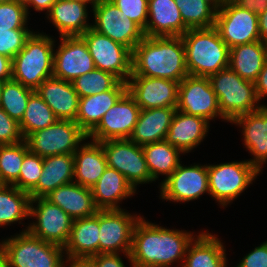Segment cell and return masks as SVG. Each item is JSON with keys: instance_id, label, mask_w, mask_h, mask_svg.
Instances as JSON below:
<instances>
[{"instance_id": "obj_1", "label": "cell", "mask_w": 267, "mask_h": 267, "mask_svg": "<svg viewBox=\"0 0 267 267\" xmlns=\"http://www.w3.org/2000/svg\"><path fill=\"white\" fill-rule=\"evenodd\" d=\"M193 233L167 229L140 218L133 230L130 252L132 267H170L179 259L184 262Z\"/></svg>"}, {"instance_id": "obj_2", "label": "cell", "mask_w": 267, "mask_h": 267, "mask_svg": "<svg viewBox=\"0 0 267 267\" xmlns=\"http://www.w3.org/2000/svg\"><path fill=\"white\" fill-rule=\"evenodd\" d=\"M187 75L181 36H145L132 51L131 76L164 78L180 83Z\"/></svg>"}, {"instance_id": "obj_3", "label": "cell", "mask_w": 267, "mask_h": 267, "mask_svg": "<svg viewBox=\"0 0 267 267\" xmlns=\"http://www.w3.org/2000/svg\"><path fill=\"white\" fill-rule=\"evenodd\" d=\"M181 37L189 75L208 77L229 67L230 48L215 26L188 29Z\"/></svg>"}, {"instance_id": "obj_4", "label": "cell", "mask_w": 267, "mask_h": 267, "mask_svg": "<svg viewBox=\"0 0 267 267\" xmlns=\"http://www.w3.org/2000/svg\"><path fill=\"white\" fill-rule=\"evenodd\" d=\"M55 40L33 32L24 47L12 59V80L34 91L53 76Z\"/></svg>"}, {"instance_id": "obj_5", "label": "cell", "mask_w": 267, "mask_h": 267, "mask_svg": "<svg viewBox=\"0 0 267 267\" xmlns=\"http://www.w3.org/2000/svg\"><path fill=\"white\" fill-rule=\"evenodd\" d=\"M208 79L217 96L221 115L227 122L262 106L258 104L255 83L242 79L230 67L208 76Z\"/></svg>"}, {"instance_id": "obj_6", "label": "cell", "mask_w": 267, "mask_h": 267, "mask_svg": "<svg viewBox=\"0 0 267 267\" xmlns=\"http://www.w3.org/2000/svg\"><path fill=\"white\" fill-rule=\"evenodd\" d=\"M0 252L9 267H63L64 249L31 235L25 229L2 243Z\"/></svg>"}, {"instance_id": "obj_7", "label": "cell", "mask_w": 267, "mask_h": 267, "mask_svg": "<svg viewBox=\"0 0 267 267\" xmlns=\"http://www.w3.org/2000/svg\"><path fill=\"white\" fill-rule=\"evenodd\" d=\"M88 135L72 120L58 119L53 125L29 134L28 150L40 157L74 154Z\"/></svg>"}, {"instance_id": "obj_8", "label": "cell", "mask_w": 267, "mask_h": 267, "mask_svg": "<svg viewBox=\"0 0 267 267\" xmlns=\"http://www.w3.org/2000/svg\"><path fill=\"white\" fill-rule=\"evenodd\" d=\"M260 173L248 160L208 165L209 195L227 206L238 198Z\"/></svg>"}, {"instance_id": "obj_9", "label": "cell", "mask_w": 267, "mask_h": 267, "mask_svg": "<svg viewBox=\"0 0 267 267\" xmlns=\"http://www.w3.org/2000/svg\"><path fill=\"white\" fill-rule=\"evenodd\" d=\"M215 27L229 48L260 40L258 15L233 0H220Z\"/></svg>"}, {"instance_id": "obj_10", "label": "cell", "mask_w": 267, "mask_h": 267, "mask_svg": "<svg viewBox=\"0 0 267 267\" xmlns=\"http://www.w3.org/2000/svg\"><path fill=\"white\" fill-rule=\"evenodd\" d=\"M81 37L86 42L95 68L115 75L121 82H127L132 74V51L92 28Z\"/></svg>"}, {"instance_id": "obj_11", "label": "cell", "mask_w": 267, "mask_h": 267, "mask_svg": "<svg viewBox=\"0 0 267 267\" xmlns=\"http://www.w3.org/2000/svg\"><path fill=\"white\" fill-rule=\"evenodd\" d=\"M30 217H35L37 221L27 226L26 231L45 242L64 248L74 219L61 207L51 203L45 197L31 199Z\"/></svg>"}, {"instance_id": "obj_12", "label": "cell", "mask_w": 267, "mask_h": 267, "mask_svg": "<svg viewBox=\"0 0 267 267\" xmlns=\"http://www.w3.org/2000/svg\"><path fill=\"white\" fill-rule=\"evenodd\" d=\"M140 218L123 209L99 210V254L121 251L131 263L133 230Z\"/></svg>"}, {"instance_id": "obj_13", "label": "cell", "mask_w": 267, "mask_h": 267, "mask_svg": "<svg viewBox=\"0 0 267 267\" xmlns=\"http://www.w3.org/2000/svg\"><path fill=\"white\" fill-rule=\"evenodd\" d=\"M108 167L116 169L136 189L139 184L153 182L145 161L143 148L130 139L100 142Z\"/></svg>"}, {"instance_id": "obj_14", "label": "cell", "mask_w": 267, "mask_h": 267, "mask_svg": "<svg viewBox=\"0 0 267 267\" xmlns=\"http://www.w3.org/2000/svg\"><path fill=\"white\" fill-rule=\"evenodd\" d=\"M94 24L91 28L108 36L131 51L145 37L144 30L130 18L122 14L110 0H99L92 7Z\"/></svg>"}, {"instance_id": "obj_15", "label": "cell", "mask_w": 267, "mask_h": 267, "mask_svg": "<svg viewBox=\"0 0 267 267\" xmlns=\"http://www.w3.org/2000/svg\"><path fill=\"white\" fill-rule=\"evenodd\" d=\"M176 109L189 115L203 117L207 121L219 116L218 99L208 77L187 75L178 85Z\"/></svg>"}, {"instance_id": "obj_16", "label": "cell", "mask_w": 267, "mask_h": 267, "mask_svg": "<svg viewBox=\"0 0 267 267\" xmlns=\"http://www.w3.org/2000/svg\"><path fill=\"white\" fill-rule=\"evenodd\" d=\"M160 196L166 201L189 202L204 193L209 194L208 165H178L176 170L160 183Z\"/></svg>"}, {"instance_id": "obj_17", "label": "cell", "mask_w": 267, "mask_h": 267, "mask_svg": "<svg viewBox=\"0 0 267 267\" xmlns=\"http://www.w3.org/2000/svg\"><path fill=\"white\" fill-rule=\"evenodd\" d=\"M140 107L128 91L104 114L99 124L88 134L96 142L129 139L137 123Z\"/></svg>"}, {"instance_id": "obj_18", "label": "cell", "mask_w": 267, "mask_h": 267, "mask_svg": "<svg viewBox=\"0 0 267 267\" xmlns=\"http://www.w3.org/2000/svg\"><path fill=\"white\" fill-rule=\"evenodd\" d=\"M54 50L53 77L73 82L95 69L88 46L81 36H62Z\"/></svg>"}, {"instance_id": "obj_19", "label": "cell", "mask_w": 267, "mask_h": 267, "mask_svg": "<svg viewBox=\"0 0 267 267\" xmlns=\"http://www.w3.org/2000/svg\"><path fill=\"white\" fill-rule=\"evenodd\" d=\"M127 91L141 110L177 107L179 82L146 76H130Z\"/></svg>"}, {"instance_id": "obj_20", "label": "cell", "mask_w": 267, "mask_h": 267, "mask_svg": "<svg viewBox=\"0 0 267 267\" xmlns=\"http://www.w3.org/2000/svg\"><path fill=\"white\" fill-rule=\"evenodd\" d=\"M231 123L242 125L243 144L254 156L249 163L260 173L262 164L267 161V106L238 116Z\"/></svg>"}, {"instance_id": "obj_21", "label": "cell", "mask_w": 267, "mask_h": 267, "mask_svg": "<svg viewBox=\"0 0 267 267\" xmlns=\"http://www.w3.org/2000/svg\"><path fill=\"white\" fill-rule=\"evenodd\" d=\"M35 92L52 109L58 119L76 121L79 95L73 83L56 77H50Z\"/></svg>"}, {"instance_id": "obj_22", "label": "cell", "mask_w": 267, "mask_h": 267, "mask_svg": "<svg viewBox=\"0 0 267 267\" xmlns=\"http://www.w3.org/2000/svg\"><path fill=\"white\" fill-rule=\"evenodd\" d=\"M148 17V37H178L188 30L174 0H148Z\"/></svg>"}, {"instance_id": "obj_23", "label": "cell", "mask_w": 267, "mask_h": 267, "mask_svg": "<svg viewBox=\"0 0 267 267\" xmlns=\"http://www.w3.org/2000/svg\"><path fill=\"white\" fill-rule=\"evenodd\" d=\"M209 122L203 117L176 110L165 141L182 153H188L205 139L209 130Z\"/></svg>"}, {"instance_id": "obj_24", "label": "cell", "mask_w": 267, "mask_h": 267, "mask_svg": "<svg viewBox=\"0 0 267 267\" xmlns=\"http://www.w3.org/2000/svg\"><path fill=\"white\" fill-rule=\"evenodd\" d=\"M126 92L127 83L120 81L112 90L79 98L75 123L88 135Z\"/></svg>"}, {"instance_id": "obj_25", "label": "cell", "mask_w": 267, "mask_h": 267, "mask_svg": "<svg viewBox=\"0 0 267 267\" xmlns=\"http://www.w3.org/2000/svg\"><path fill=\"white\" fill-rule=\"evenodd\" d=\"M63 249L65 257L90 258L99 254V210L92 216L73 220Z\"/></svg>"}, {"instance_id": "obj_26", "label": "cell", "mask_w": 267, "mask_h": 267, "mask_svg": "<svg viewBox=\"0 0 267 267\" xmlns=\"http://www.w3.org/2000/svg\"><path fill=\"white\" fill-rule=\"evenodd\" d=\"M45 198L61 207L72 219L89 217L99 210L95 206L92 190L76 182L59 186Z\"/></svg>"}, {"instance_id": "obj_27", "label": "cell", "mask_w": 267, "mask_h": 267, "mask_svg": "<svg viewBox=\"0 0 267 267\" xmlns=\"http://www.w3.org/2000/svg\"><path fill=\"white\" fill-rule=\"evenodd\" d=\"M74 169L73 154L44 157L39 181L29 192L31 199L45 197L59 186L74 182Z\"/></svg>"}, {"instance_id": "obj_28", "label": "cell", "mask_w": 267, "mask_h": 267, "mask_svg": "<svg viewBox=\"0 0 267 267\" xmlns=\"http://www.w3.org/2000/svg\"><path fill=\"white\" fill-rule=\"evenodd\" d=\"M91 190L99 210L122 209L119 201L133 196L137 191L125 176L111 167L105 169Z\"/></svg>"}, {"instance_id": "obj_29", "label": "cell", "mask_w": 267, "mask_h": 267, "mask_svg": "<svg viewBox=\"0 0 267 267\" xmlns=\"http://www.w3.org/2000/svg\"><path fill=\"white\" fill-rule=\"evenodd\" d=\"M176 110L174 107L140 110L129 139L139 146L164 141Z\"/></svg>"}, {"instance_id": "obj_30", "label": "cell", "mask_w": 267, "mask_h": 267, "mask_svg": "<svg viewBox=\"0 0 267 267\" xmlns=\"http://www.w3.org/2000/svg\"><path fill=\"white\" fill-rule=\"evenodd\" d=\"M87 4L76 0H57L47 14V19L59 31L60 36H81L91 28L87 23Z\"/></svg>"}, {"instance_id": "obj_31", "label": "cell", "mask_w": 267, "mask_h": 267, "mask_svg": "<svg viewBox=\"0 0 267 267\" xmlns=\"http://www.w3.org/2000/svg\"><path fill=\"white\" fill-rule=\"evenodd\" d=\"M211 233L200 232L189 243L181 267H227L225 246Z\"/></svg>"}, {"instance_id": "obj_32", "label": "cell", "mask_w": 267, "mask_h": 267, "mask_svg": "<svg viewBox=\"0 0 267 267\" xmlns=\"http://www.w3.org/2000/svg\"><path fill=\"white\" fill-rule=\"evenodd\" d=\"M74 155V182L92 188L108 167L100 142L80 145Z\"/></svg>"}, {"instance_id": "obj_33", "label": "cell", "mask_w": 267, "mask_h": 267, "mask_svg": "<svg viewBox=\"0 0 267 267\" xmlns=\"http://www.w3.org/2000/svg\"><path fill=\"white\" fill-rule=\"evenodd\" d=\"M267 59V46L260 40L230 48L229 67L242 79L255 82Z\"/></svg>"}, {"instance_id": "obj_34", "label": "cell", "mask_w": 267, "mask_h": 267, "mask_svg": "<svg viewBox=\"0 0 267 267\" xmlns=\"http://www.w3.org/2000/svg\"><path fill=\"white\" fill-rule=\"evenodd\" d=\"M142 148L153 181H156L160 174L165 175L167 179L180 164L182 152L165 140L143 145Z\"/></svg>"}, {"instance_id": "obj_35", "label": "cell", "mask_w": 267, "mask_h": 267, "mask_svg": "<svg viewBox=\"0 0 267 267\" xmlns=\"http://www.w3.org/2000/svg\"><path fill=\"white\" fill-rule=\"evenodd\" d=\"M31 197L13 185L0 186V226L19 222L30 214Z\"/></svg>"}, {"instance_id": "obj_36", "label": "cell", "mask_w": 267, "mask_h": 267, "mask_svg": "<svg viewBox=\"0 0 267 267\" xmlns=\"http://www.w3.org/2000/svg\"><path fill=\"white\" fill-rule=\"evenodd\" d=\"M187 29L215 26L220 0H174Z\"/></svg>"}, {"instance_id": "obj_37", "label": "cell", "mask_w": 267, "mask_h": 267, "mask_svg": "<svg viewBox=\"0 0 267 267\" xmlns=\"http://www.w3.org/2000/svg\"><path fill=\"white\" fill-rule=\"evenodd\" d=\"M58 118L45 101L34 91L28 100L22 120L19 122L24 139L35 131L53 125Z\"/></svg>"}, {"instance_id": "obj_38", "label": "cell", "mask_w": 267, "mask_h": 267, "mask_svg": "<svg viewBox=\"0 0 267 267\" xmlns=\"http://www.w3.org/2000/svg\"><path fill=\"white\" fill-rule=\"evenodd\" d=\"M33 89L23 86L14 80L3 82L0 107L11 118L20 122L27 108V103Z\"/></svg>"}, {"instance_id": "obj_39", "label": "cell", "mask_w": 267, "mask_h": 267, "mask_svg": "<svg viewBox=\"0 0 267 267\" xmlns=\"http://www.w3.org/2000/svg\"><path fill=\"white\" fill-rule=\"evenodd\" d=\"M28 151L25 141L0 145V181L2 185H13L18 180L24 156Z\"/></svg>"}, {"instance_id": "obj_40", "label": "cell", "mask_w": 267, "mask_h": 267, "mask_svg": "<svg viewBox=\"0 0 267 267\" xmlns=\"http://www.w3.org/2000/svg\"><path fill=\"white\" fill-rule=\"evenodd\" d=\"M119 82L115 75L95 68L77 77L72 83L79 98H82L112 90Z\"/></svg>"}, {"instance_id": "obj_41", "label": "cell", "mask_w": 267, "mask_h": 267, "mask_svg": "<svg viewBox=\"0 0 267 267\" xmlns=\"http://www.w3.org/2000/svg\"><path fill=\"white\" fill-rule=\"evenodd\" d=\"M42 170L43 157L28 151L24 156L19 178L13 186L29 193L37 185Z\"/></svg>"}, {"instance_id": "obj_42", "label": "cell", "mask_w": 267, "mask_h": 267, "mask_svg": "<svg viewBox=\"0 0 267 267\" xmlns=\"http://www.w3.org/2000/svg\"><path fill=\"white\" fill-rule=\"evenodd\" d=\"M26 7L15 0L0 3V31L28 29Z\"/></svg>"}, {"instance_id": "obj_43", "label": "cell", "mask_w": 267, "mask_h": 267, "mask_svg": "<svg viewBox=\"0 0 267 267\" xmlns=\"http://www.w3.org/2000/svg\"><path fill=\"white\" fill-rule=\"evenodd\" d=\"M33 31L30 29H14L0 31V54L13 59L24 47Z\"/></svg>"}, {"instance_id": "obj_44", "label": "cell", "mask_w": 267, "mask_h": 267, "mask_svg": "<svg viewBox=\"0 0 267 267\" xmlns=\"http://www.w3.org/2000/svg\"><path fill=\"white\" fill-rule=\"evenodd\" d=\"M128 18L145 30L148 21V0H110Z\"/></svg>"}, {"instance_id": "obj_45", "label": "cell", "mask_w": 267, "mask_h": 267, "mask_svg": "<svg viewBox=\"0 0 267 267\" xmlns=\"http://www.w3.org/2000/svg\"><path fill=\"white\" fill-rule=\"evenodd\" d=\"M24 141L19 122L11 118L0 107V145Z\"/></svg>"}, {"instance_id": "obj_46", "label": "cell", "mask_w": 267, "mask_h": 267, "mask_svg": "<svg viewBox=\"0 0 267 267\" xmlns=\"http://www.w3.org/2000/svg\"><path fill=\"white\" fill-rule=\"evenodd\" d=\"M236 267H267V241L255 247Z\"/></svg>"}, {"instance_id": "obj_47", "label": "cell", "mask_w": 267, "mask_h": 267, "mask_svg": "<svg viewBox=\"0 0 267 267\" xmlns=\"http://www.w3.org/2000/svg\"><path fill=\"white\" fill-rule=\"evenodd\" d=\"M95 267H125L119 253H100L90 257Z\"/></svg>"}, {"instance_id": "obj_48", "label": "cell", "mask_w": 267, "mask_h": 267, "mask_svg": "<svg viewBox=\"0 0 267 267\" xmlns=\"http://www.w3.org/2000/svg\"><path fill=\"white\" fill-rule=\"evenodd\" d=\"M254 83L257 99L260 101L264 96H267V59L262 71L259 73L258 78Z\"/></svg>"}, {"instance_id": "obj_49", "label": "cell", "mask_w": 267, "mask_h": 267, "mask_svg": "<svg viewBox=\"0 0 267 267\" xmlns=\"http://www.w3.org/2000/svg\"><path fill=\"white\" fill-rule=\"evenodd\" d=\"M239 6L259 15L267 9V0H233Z\"/></svg>"}, {"instance_id": "obj_50", "label": "cell", "mask_w": 267, "mask_h": 267, "mask_svg": "<svg viewBox=\"0 0 267 267\" xmlns=\"http://www.w3.org/2000/svg\"><path fill=\"white\" fill-rule=\"evenodd\" d=\"M12 79V59L0 54V81L5 82Z\"/></svg>"}, {"instance_id": "obj_51", "label": "cell", "mask_w": 267, "mask_h": 267, "mask_svg": "<svg viewBox=\"0 0 267 267\" xmlns=\"http://www.w3.org/2000/svg\"><path fill=\"white\" fill-rule=\"evenodd\" d=\"M57 0H31L25 7L26 10L29 14V7H34L35 11H47V13L50 12L52 5L56 2Z\"/></svg>"}, {"instance_id": "obj_52", "label": "cell", "mask_w": 267, "mask_h": 267, "mask_svg": "<svg viewBox=\"0 0 267 267\" xmlns=\"http://www.w3.org/2000/svg\"><path fill=\"white\" fill-rule=\"evenodd\" d=\"M260 41L267 46V9L258 15Z\"/></svg>"}, {"instance_id": "obj_53", "label": "cell", "mask_w": 267, "mask_h": 267, "mask_svg": "<svg viewBox=\"0 0 267 267\" xmlns=\"http://www.w3.org/2000/svg\"><path fill=\"white\" fill-rule=\"evenodd\" d=\"M66 261H64L63 267H67L65 263H68V267H95L94 262L90 258H74V257H66ZM66 265V266H65Z\"/></svg>"}, {"instance_id": "obj_54", "label": "cell", "mask_w": 267, "mask_h": 267, "mask_svg": "<svg viewBox=\"0 0 267 267\" xmlns=\"http://www.w3.org/2000/svg\"><path fill=\"white\" fill-rule=\"evenodd\" d=\"M0 267H9L6 257L0 252Z\"/></svg>"}, {"instance_id": "obj_55", "label": "cell", "mask_w": 267, "mask_h": 267, "mask_svg": "<svg viewBox=\"0 0 267 267\" xmlns=\"http://www.w3.org/2000/svg\"><path fill=\"white\" fill-rule=\"evenodd\" d=\"M76 1H81V2H84L86 4H91L93 7L99 0H76Z\"/></svg>"}, {"instance_id": "obj_56", "label": "cell", "mask_w": 267, "mask_h": 267, "mask_svg": "<svg viewBox=\"0 0 267 267\" xmlns=\"http://www.w3.org/2000/svg\"><path fill=\"white\" fill-rule=\"evenodd\" d=\"M19 4L26 6L31 0H15Z\"/></svg>"}, {"instance_id": "obj_57", "label": "cell", "mask_w": 267, "mask_h": 267, "mask_svg": "<svg viewBox=\"0 0 267 267\" xmlns=\"http://www.w3.org/2000/svg\"><path fill=\"white\" fill-rule=\"evenodd\" d=\"M3 82L0 81V99H1V92H2Z\"/></svg>"}, {"instance_id": "obj_58", "label": "cell", "mask_w": 267, "mask_h": 267, "mask_svg": "<svg viewBox=\"0 0 267 267\" xmlns=\"http://www.w3.org/2000/svg\"><path fill=\"white\" fill-rule=\"evenodd\" d=\"M7 1H11V0H0V3L7 2Z\"/></svg>"}]
</instances>
